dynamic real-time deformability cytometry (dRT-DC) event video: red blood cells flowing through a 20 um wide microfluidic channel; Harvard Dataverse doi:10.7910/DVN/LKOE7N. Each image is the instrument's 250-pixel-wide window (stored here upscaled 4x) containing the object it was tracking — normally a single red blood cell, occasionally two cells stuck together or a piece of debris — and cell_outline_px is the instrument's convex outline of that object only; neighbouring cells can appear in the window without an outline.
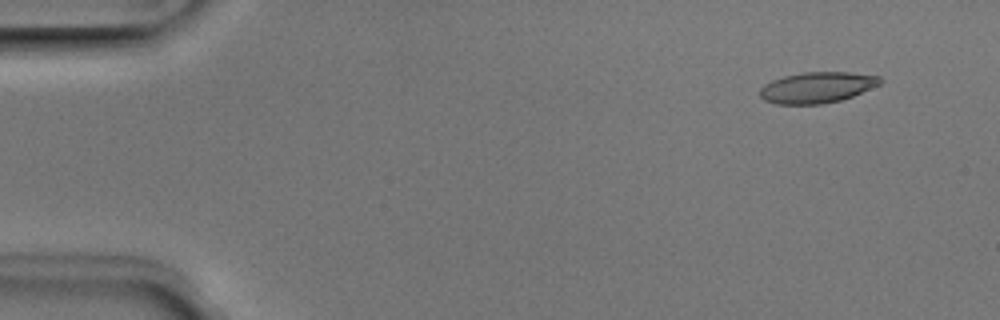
{"species": "Egyptian fruit bat (a non-hibernating species)", "species_latin": "Rousettus aegyptiacus", "temperature_condition": "room temperature", "stored_images_in_passage": 51, "camera_frame_rate_fps": 3000, "um_per_image_px": 0.085, "animal": {"sex": "male"}, "frame": {"image": 1, "passage_image": 4, "time_ms": 1.0, "image_size_px": [1000, 320], "cell_outline_px": [[884, 80], [880, 84], [852, 96], [840, 100], [820, 104], [776, 104], [764, 100], [760, 96], [760, 88], [764, 84], [772, 80], [784, 76], [804, 72], [848, 72], [880, 76]], "centroid_in_image_um": [69.44, 7.43], "position_along_channel_um": 15.6, "area_um2": 21.62}}
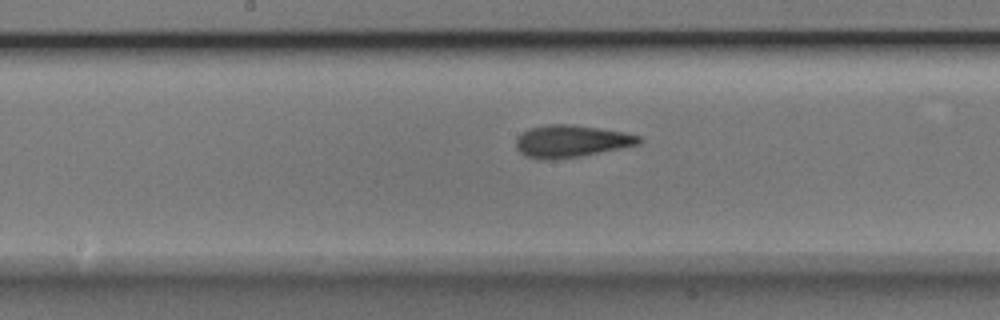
{"frame": {"image": 2, "passage_image": 26, "time_ms": 8.333, "image_size_px": [1000, 320], "cell_outline_px": [[644, 140], [640, 144], [580, 156], [552, 160], [540, 160], [528, 156], [520, 152], [516, 148], [516, 140], [528, 128], [548, 124], [572, 124], [600, 128], [624, 132], [640, 136]], "centroid_in_image_um": [48.57, 12.0], "position_along_channel_um": 199.6, "area_um2": 23.06}}
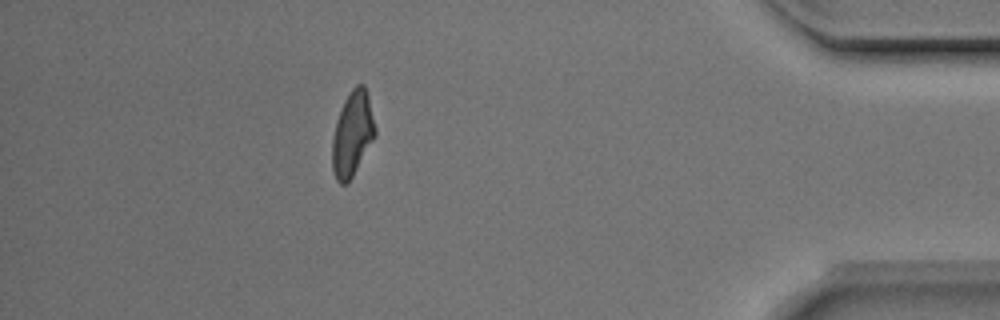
{"frame": {"image": 3, "passage_image": 45, "time_ms": 14.667, "image_size_px": [1000, 320], "cell_outline_px": [[376, 136], [348, 184], [340, 184], [336, 180], [332, 168], [332, 136], [336, 120], [340, 108], [344, 100], [352, 88], [356, 84], [364, 84], [368, 96], [376, 128]], "centroid_in_image_um": [29.94, 11.39], "position_along_channel_um": 405.3, "area_um2": 21.44}, "authors_computed_cell_mechanics": {"area_um2": 21.7906, "velocity_mm_per_s": 3.9807, "shape_relaxation_time_tau1_ms": 5.1207, "shape_relaxation_time_tau2_ms": 2.0163, "deformation_change_tau1": 0.1631, "deformation_change_tau2": 0.0999}}